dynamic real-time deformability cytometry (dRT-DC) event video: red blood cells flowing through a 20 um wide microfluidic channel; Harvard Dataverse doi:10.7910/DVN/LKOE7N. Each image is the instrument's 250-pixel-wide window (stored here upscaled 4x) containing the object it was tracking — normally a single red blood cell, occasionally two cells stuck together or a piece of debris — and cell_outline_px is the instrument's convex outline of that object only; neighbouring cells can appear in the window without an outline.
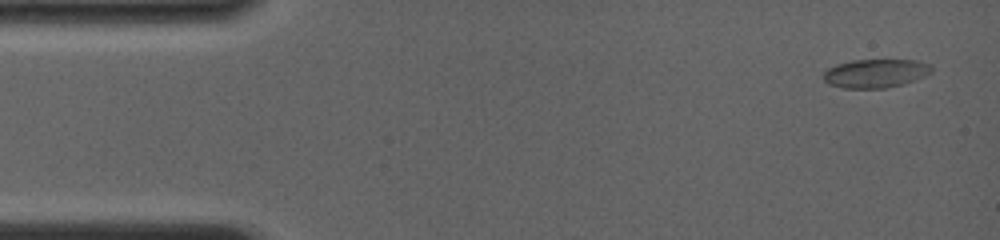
{"species": "common noctule bat (a hibernating species)", "species_latin": "Nyctalus noctula", "temperature_condition": "room temperature", "stored_images_in_passage": 11, "camera_frame_rate_fps": 4000, "um_per_image_px": 0.085, "animal": {"sex": "female", "body_mass_g": 19.0, "forearm_length_mm": 56.7}, "frame": {"image": 1, "passage_image": 1, "time_ms": 0.0, "image_size_px": [1000, 240], "cell_outline_px": [[932, 72], [924, 76], [904, 84], [888, 88], [844, 88], [828, 84], [820, 76], [828, 68], [836, 64], [852, 60], [916, 60], [932, 64]], "centroid_in_image_um": [74.41, 6.23], "position_along_channel_um": 10.6, "area_um2": 18.26}}
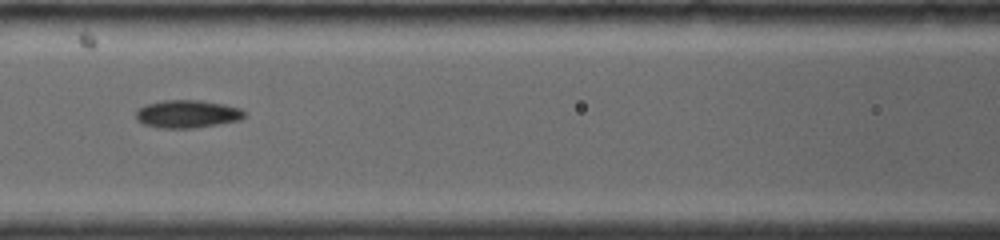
{"frame": {"image": 2, "passage_image": 7, "time_ms": 6.25, "image_size_px": [1000, 240], "cell_outline_px": [[244, 116], [240, 120], [196, 128], [160, 128], [144, 124], [136, 120], [136, 112], [144, 104], [164, 100], [200, 100], [224, 104], [240, 108], [244, 112]], "centroid_in_image_um": [15.9, 9.68], "position_along_channel_um": 150.7, "area_um2": 17.63}}
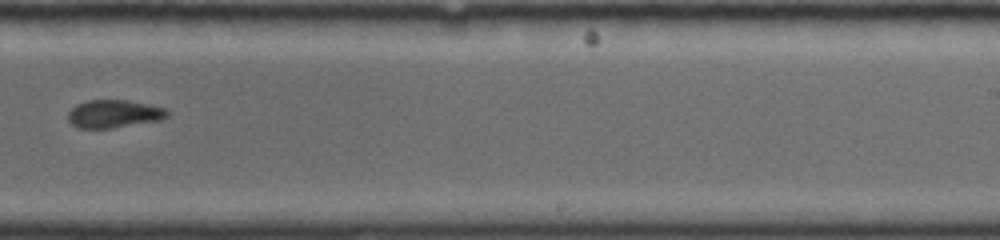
{"frame": {"image": 3, "passage_image": 10, "time_ms": 9.5, "image_size_px": [1000, 240], "cell_outline_px": [[168, 116], [160, 120], [112, 128], [80, 128], [72, 124], [68, 120], [68, 112], [76, 104], [88, 100], [128, 100], [168, 108]], "centroid_in_image_um": [9.7, 9.67], "position_along_channel_um": 279.3, "area_um2": 16.18}}